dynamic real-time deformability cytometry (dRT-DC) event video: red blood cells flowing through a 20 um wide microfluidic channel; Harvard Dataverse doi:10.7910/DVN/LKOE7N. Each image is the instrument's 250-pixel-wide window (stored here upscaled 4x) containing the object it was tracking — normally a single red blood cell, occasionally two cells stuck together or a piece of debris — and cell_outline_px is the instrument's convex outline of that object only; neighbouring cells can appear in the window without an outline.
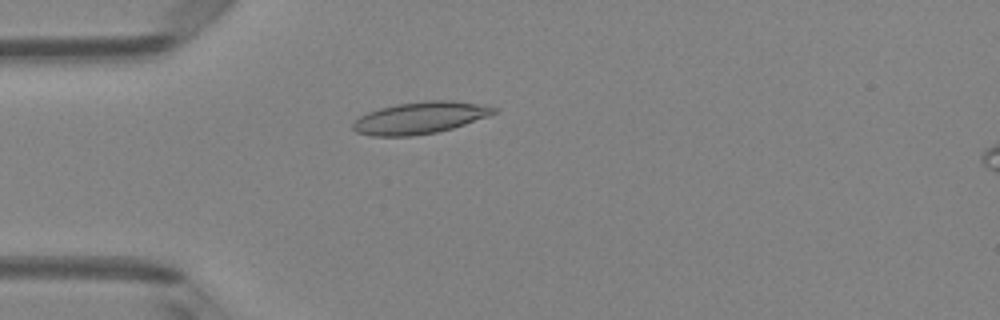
{"species": "Egyptian fruit bat (a non-hibernating species)", "species_latin": "Rousettus aegyptiacus", "temperature_condition": "room temperature", "stored_images_in_passage": 3, "camera_frame_rate_fps": 3000, "um_per_image_px": 0.085, "animal": {"sex": "female"}, "frame": {"image": 1, "passage_image": 2, "time_ms": 0.333, "image_size_px": [1000, 320], "cell_outline_px": [[500, 108], [496, 112], [488, 116], [452, 128], [436, 132], [412, 136], [372, 136], [356, 132], [352, 128], [352, 124], [360, 116], [368, 112], [380, 108], [396, 104], [424, 100], [452, 100]], "centroid_in_image_um": [35.68, 10.01], "position_along_channel_um": 49.3, "area_um2": 26.07}}